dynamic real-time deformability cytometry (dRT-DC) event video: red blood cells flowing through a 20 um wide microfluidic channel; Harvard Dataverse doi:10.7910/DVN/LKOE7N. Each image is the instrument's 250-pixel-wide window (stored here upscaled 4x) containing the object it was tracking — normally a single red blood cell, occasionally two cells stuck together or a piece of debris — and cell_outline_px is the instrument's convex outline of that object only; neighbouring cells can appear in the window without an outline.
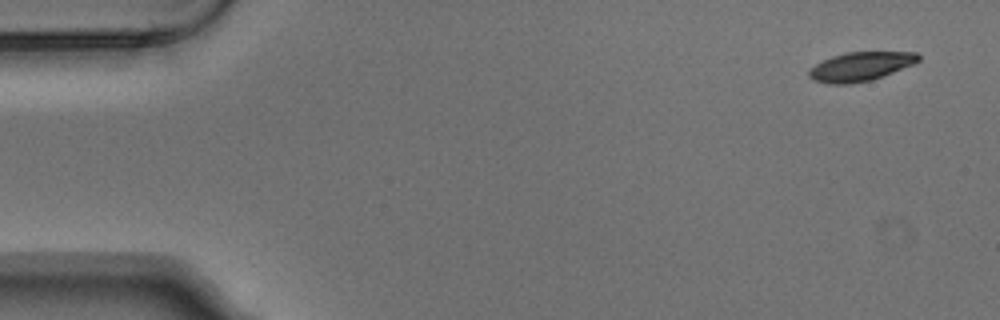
{"species": "Egyptian fruit bat (a non-hibernating species)", "species_latin": "Rousettus aegyptiacus", "temperature_condition": "warm", "stored_images_in_passage": 9, "camera_frame_rate_fps": 3000, "um_per_image_px": 0.085, "animal": {"sex": "male"}, "frame": {"image": 1, "passage_image": 1, "time_ms": 0.0, "image_size_px": [1000, 320], "cell_outline_px": [[920, 60], [912, 64], [872, 80], [848, 84], [828, 84], [812, 80], [808, 76], [808, 68], [832, 56], [848, 52], [916, 52], [920, 56]], "centroid_in_image_um": [73.09, 5.66], "position_along_channel_um": 11.9, "area_um2": 18.38}}
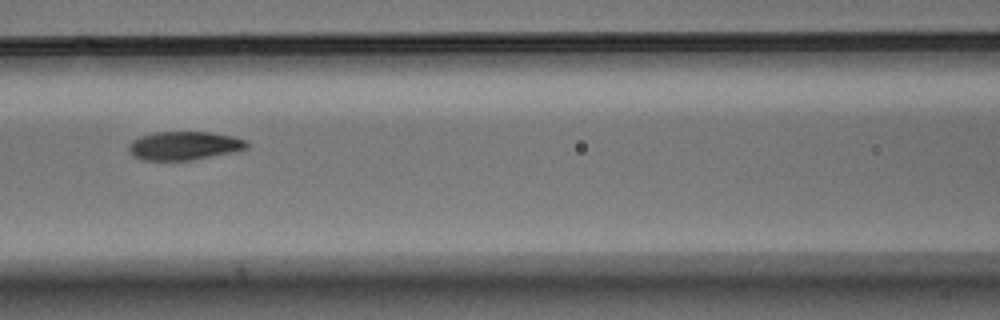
{"frame": {"image": 2, "passage_image": 7, "time_ms": 2.0, "image_size_px": [1000, 320], "cell_outline_px": [[248, 148], [232, 152], [192, 160], [144, 160], [132, 156], [128, 152], [128, 144], [132, 140], [140, 136], [152, 132], [212, 132], [232, 136], [248, 140]], "centroid_in_image_um": [15.63, 12.38], "position_along_channel_um": 151.0, "area_um2": 19.83}}
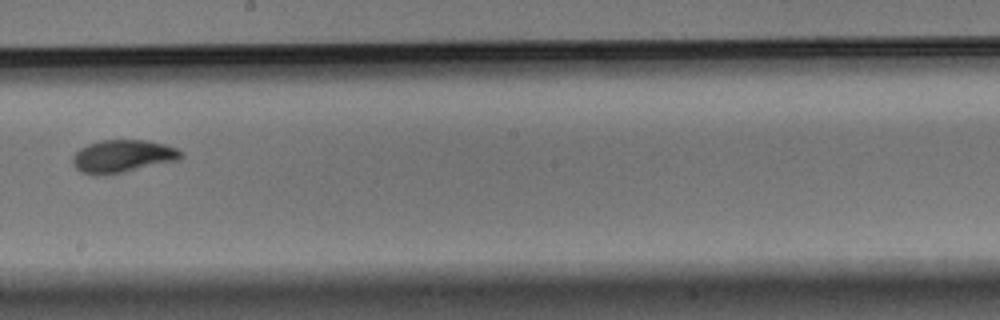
{"frame": {"image": 3, "passage_image": 9, "time_ms": 2.667, "image_size_px": [1000, 320], "cell_outline_px": [[184, 156], [180, 160], [104, 176], [92, 176], [80, 172], [72, 164], [72, 156], [80, 148], [88, 144], [100, 140], [144, 140], [164, 144], [176, 148], [184, 152]], "centroid_in_image_um": [10.41, 13.3], "position_along_channel_um": 237.8, "area_um2": 20.98}}